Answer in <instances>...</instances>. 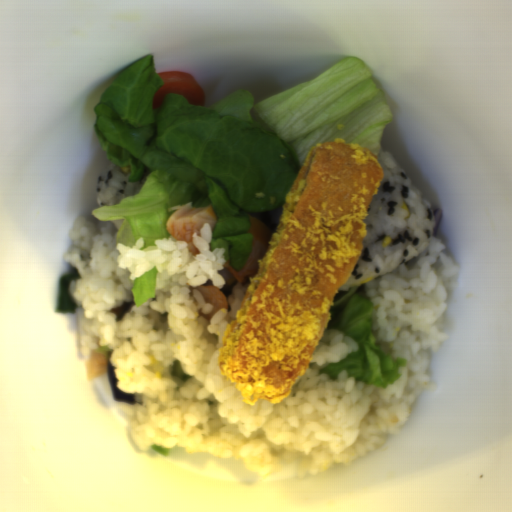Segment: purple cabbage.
Returning a JSON list of instances; mask_svg holds the SVG:
<instances>
[{
  "instance_id": "purple-cabbage-1",
  "label": "purple cabbage",
  "mask_w": 512,
  "mask_h": 512,
  "mask_svg": "<svg viewBox=\"0 0 512 512\" xmlns=\"http://www.w3.org/2000/svg\"><path fill=\"white\" fill-rule=\"evenodd\" d=\"M106 367H107V376H108V380L110 383V387L112 390L114 400H116L117 402H122L124 404H132V405L136 404L137 401H136L134 395H132L126 391L120 390L118 388V386H117L118 379L115 375V367H113L111 365L110 361H108V360L106 362Z\"/></svg>"
},
{
  "instance_id": "purple-cabbage-2",
  "label": "purple cabbage",
  "mask_w": 512,
  "mask_h": 512,
  "mask_svg": "<svg viewBox=\"0 0 512 512\" xmlns=\"http://www.w3.org/2000/svg\"><path fill=\"white\" fill-rule=\"evenodd\" d=\"M434 230H433V237L437 238V232L440 226V222L442 219V210L440 208H436L434 211Z\"/></svg>"
}]
</instances>
